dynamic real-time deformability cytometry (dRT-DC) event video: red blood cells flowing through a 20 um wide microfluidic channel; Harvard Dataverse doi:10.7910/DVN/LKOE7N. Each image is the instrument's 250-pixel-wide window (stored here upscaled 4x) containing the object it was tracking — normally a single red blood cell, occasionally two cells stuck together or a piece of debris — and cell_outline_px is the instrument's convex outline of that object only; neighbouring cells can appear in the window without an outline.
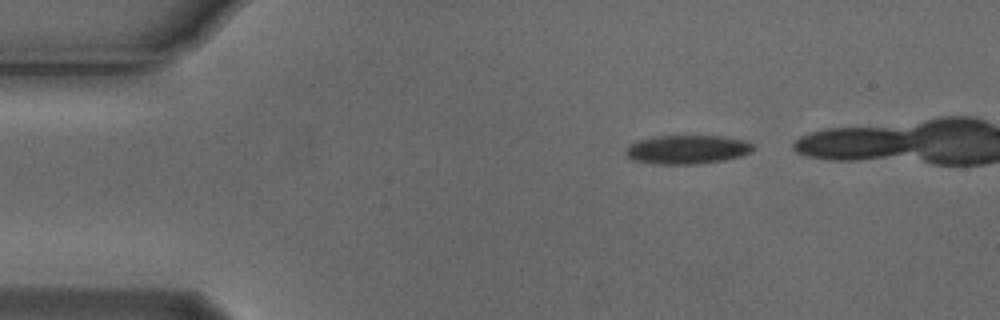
{"species": "Egyptian fruit bat (a non-hibernating species)", "species_latin": "Rousettus aegyptiacus", "temperature_condition": "cold", "stored_images_in_passage": 4, "camera_frame_rate_fps": 3000, "um_per_image_px": 0.085, "animal": {"sex": "male"}, "frame": {"image": 1, "passage_image": 1, "time_ms": 0.0, "image_size_px": [1000, 320], "cell_outline_px": [[756, 148], [752, 152], [740, 156], [724, 160], [700, 164], [652, 164], [632, 160], [624, 152], [624, 148], [628, 144], [636, 140], [656, 136], [724, 136], [748, 140], [756, 144]], "centroid_in_image_um": [58.43, 12.7], "position_along_channel_um": 26.6, "area_um2": 22.02}}